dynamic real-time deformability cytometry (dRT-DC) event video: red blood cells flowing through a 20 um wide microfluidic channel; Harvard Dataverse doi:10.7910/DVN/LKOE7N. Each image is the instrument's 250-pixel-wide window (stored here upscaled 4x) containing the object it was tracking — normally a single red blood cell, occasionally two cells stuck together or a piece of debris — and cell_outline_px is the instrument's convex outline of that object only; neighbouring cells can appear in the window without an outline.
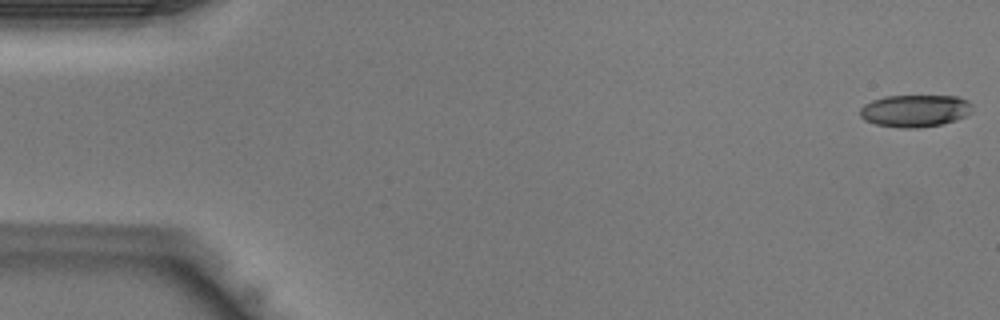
{"species": "Egyptian fruit bat (a non-hibernating species)", "species_latin": "Rousettus aegyptiacus", "temperature_condition": "warm", "stored_images_in_passage": 42, "camera_frame_rate_fps": 3000, "um_per_image_px": 0.085, "animal": {"sex": "male"}, "frame": {"image": 1, "passage_image": 1, "time_ms": 0.0, "image_size_px": [1000, 320], "cell_outline_px": [[972, 112], [956, 120], [940, 124], [916, 128], [904, 128], [876, 124], [864, 120], [860, 116], [860, 108], [864, 104], [872, 100], [884, 96], [956, 96], [968, 100], [972, 104]], "centroid_in_image_um": [77.77, 9.41], "position_along_channel_um": 7.2, "area_um2": 21.1}}
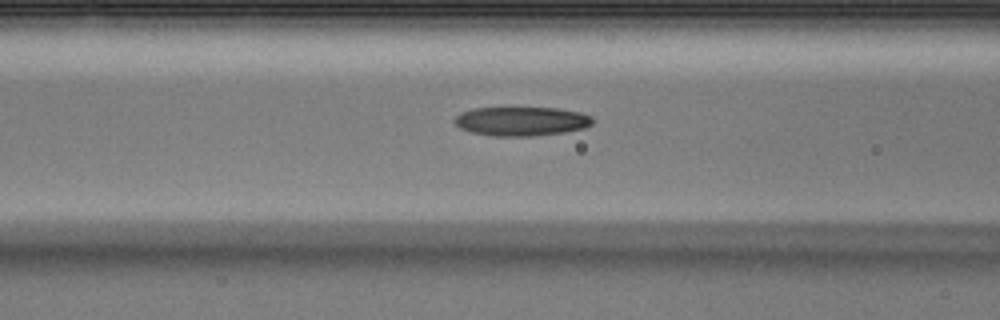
{"frame": {"image": 2, "passage_image": 17, "time_ms": 5.333, "image_size_px": [1000, 320], "cell_outline_px": [[592, 124], [584, 128], [564, 132], [532, 136], [496, 136], [472, 132], [460, 128], [452, 120], [460, 112], [472, 108], [560, 108], [580, 112], [592, 116]], "centroid_in_image_um": [44.31, 10.3], "position_along_channel_um": 122.3, "area_um2": 23.41}}
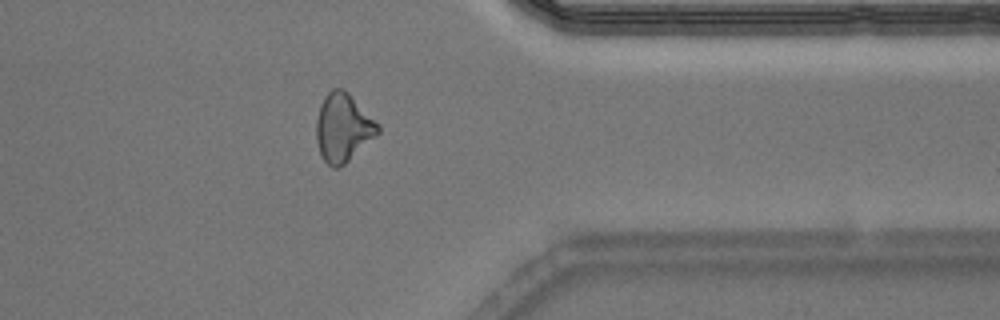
{"frame": {"image": 3, "passage_image": 34, "time_ms": 11.0, "image_size_px": [1000, 320], "cell_outline_px": [[380, 132], [376, 136], [340, 168], [332, 168], [324, 160], [320, 152], [316, 140], [316, 120], [320, 104], [324, 96], [332, 88], [344, 88], [380, 124]], "centroid_in_image_um": [29.16, 10.84], "position_along_channel_um": 382.2, "area_um2": 24.68}}